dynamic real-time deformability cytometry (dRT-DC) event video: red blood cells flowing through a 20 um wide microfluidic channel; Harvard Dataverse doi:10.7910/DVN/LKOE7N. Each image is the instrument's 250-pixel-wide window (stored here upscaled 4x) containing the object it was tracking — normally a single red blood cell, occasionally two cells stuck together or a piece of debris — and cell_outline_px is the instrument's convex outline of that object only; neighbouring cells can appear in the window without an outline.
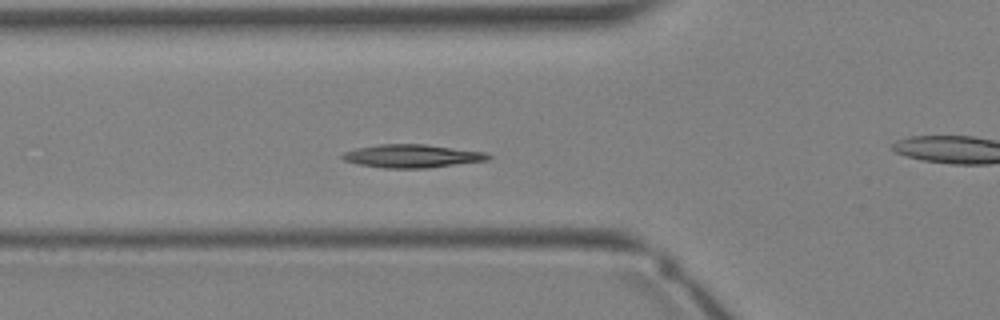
{"species": "Egyptian fruit bat (a non-hibernating species)", "species_latin": "Rousettus aegyptiacus", "temperature_condition": "warm", "stored_images_in_passage": 33, "camera_frame_rate_fps": 3000, "um_per_image_px": 0.085, "animal": {"sex": "female"}, "frame": {"image": 1, "passage_image": 10, "time_ms": 3.0, "image_size_px": [1000, 320], "cell_outline_px": [[492, 156], [488, 160], [428, 168], [384, 168], [360, 164], [344, 160], [340, 156], [344, 152], [356, 148], [380, 144], [424, 144], [488, 152]], "centroid_in_image_um": [35.06, 13.26], "position_along_channel_um": 90.7, "area_um2": 19.71}}
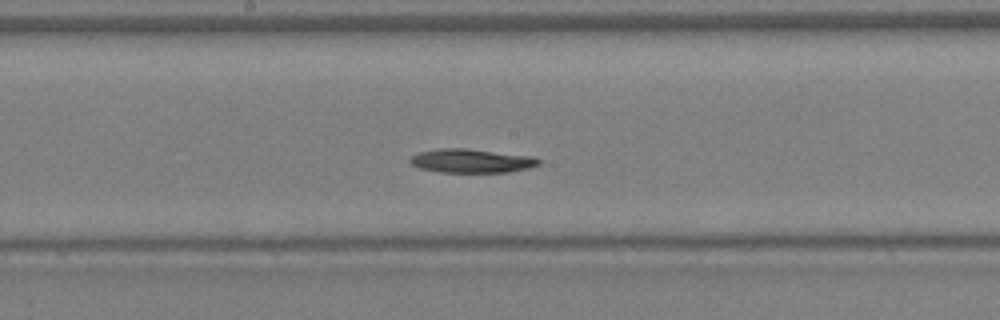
{"frame": {"image": 2, "passage_image": 16, "time_ms": 5.0, "image_size_px": [1000, 320], "cell_outline_px": [[540, 164], [528, 168], [508, 172], [440, 172], [420, 168], [412, 164], [408, 160], [412, 156], [420, 152], [436, 148], [464, 148], [536, 156], [540, 160]], "centroid_in_image_um": [40.1, 13.66], "position_along_channel_um": 208.1, "area_um2": 17.92}}
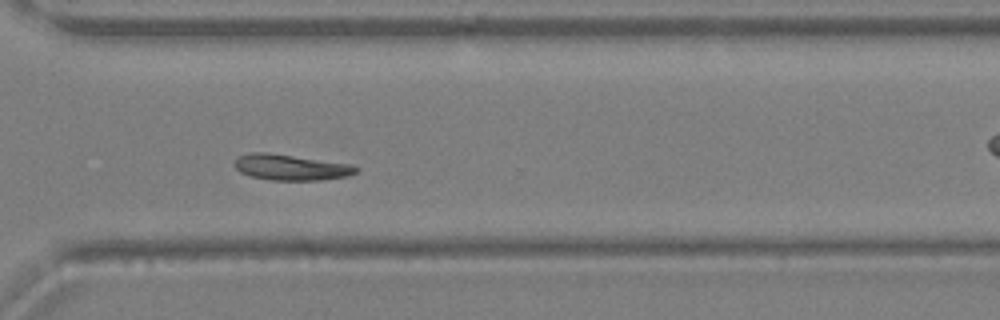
{"frame": {"image": 3, "passage_image": 23, "time_ms": 7.333, "image_size_px": [1000, 320], "cell_outline_px": [[360, 168], [356, 172], [348, 176], [320, 180], [268, 180], [252, 176], [240, 172], [232, 164], [236, 156], [252, 152], [264, 152], [348, 164]], "centroid_in_image_um": [24.65, 14.23], "position_along_channel_um": 346.0, "area_um2": 18.09}}